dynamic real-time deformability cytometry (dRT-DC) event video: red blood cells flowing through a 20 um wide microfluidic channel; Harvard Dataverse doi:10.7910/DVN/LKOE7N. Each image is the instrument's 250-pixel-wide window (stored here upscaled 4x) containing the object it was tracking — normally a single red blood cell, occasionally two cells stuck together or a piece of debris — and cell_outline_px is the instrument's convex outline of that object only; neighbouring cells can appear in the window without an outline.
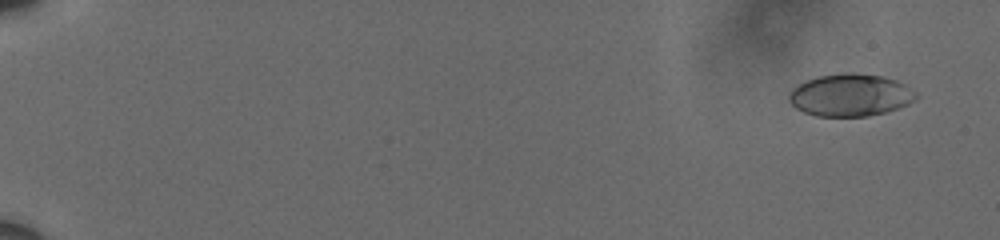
{"species": "human", "species_latin": "Homo sapiens", "temperature_condition": "cold", "stored_images_in_passage": 61, "camera_frame_rate_fps": 3000, "um_per_image_px": 0.085, "donor": {"sex": "male"}, "frame": {"image": 1, "passage_image": 4, "time_ms": 1.0, "image_size_px": [1000, 240], "cell_outline_px": [[920, 96], [916, 100], [908, 104], [884, 112], [868, 116], [816, 116], [804, 112], [796, 108], [788, 100], [788, 96], [792, 88], [808, 80], [820, 76], [844, 72], [852, 72], [884, 76], [896, 80], [912, 88]], "centroid_in_image_um": [72.31, 8.08], "position_along_channel_um": 12.7, "area_um2": 31.44}}
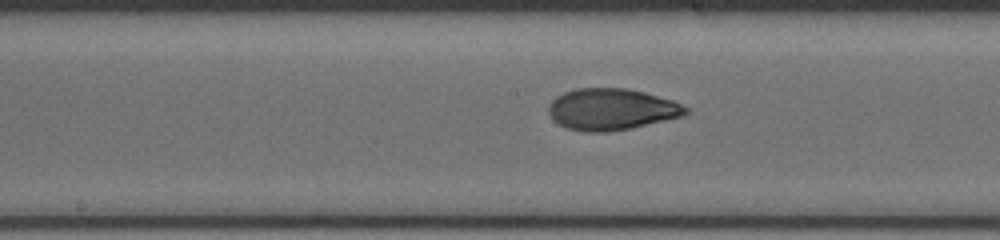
{"frame": {"image": 2, "passage_image": 35, "time_ms": 11.333, "image_size_px": [1000, 240], "cell_outline_px": [[692, 112], [680, 116], [632, 128], [608, 132], [584, 132], [568, 128], [552, 120], [548, 112], [548, 104], [556, 96], [564, 92], [576, 88], [624, 88], [644, 92], [672, 100], [692, 108]], "centroid_in_image_um": [51.98, 9.29], "position_along_channel_um": 196.2, "area_um2": 33.35}}
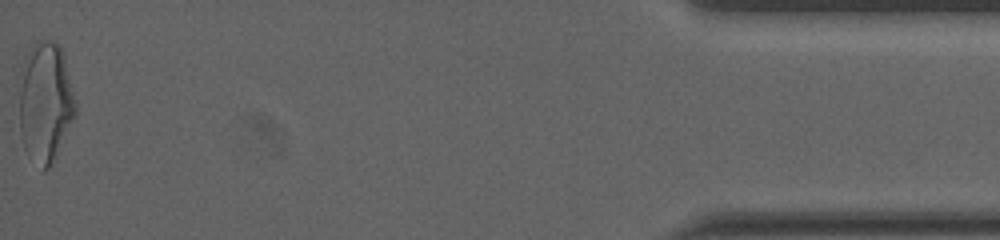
{"frame": {"image": 3, "passage_image": 61, "time_ms": 20.0, "image_size_px": [1000, 240], "cell_outline_px": [[76, 112], [48, 168], [44, 172], [24, 148], [20, 132], [20, 92], [24, 60], [32, 44], [36, 40], [52, 40], [60, 48], [64, 56], [76, 100]], "centroid_in_image_um": [3.85, 8.63], "position_along_channel_um": 431.3, "area_um2": 38.55}, "authors_computed_cell_mechanics": {"area_um2": 32.1946, "velocity_mm_per_s": 3.6108, "shape_relaxation_time_tau1_ms": 4.9532, "shape_relaxation_time_tau2_ms": 1.5546, "deformation_change_tau1": 0.1691, "deformation_change_tau2": 0.0723}}